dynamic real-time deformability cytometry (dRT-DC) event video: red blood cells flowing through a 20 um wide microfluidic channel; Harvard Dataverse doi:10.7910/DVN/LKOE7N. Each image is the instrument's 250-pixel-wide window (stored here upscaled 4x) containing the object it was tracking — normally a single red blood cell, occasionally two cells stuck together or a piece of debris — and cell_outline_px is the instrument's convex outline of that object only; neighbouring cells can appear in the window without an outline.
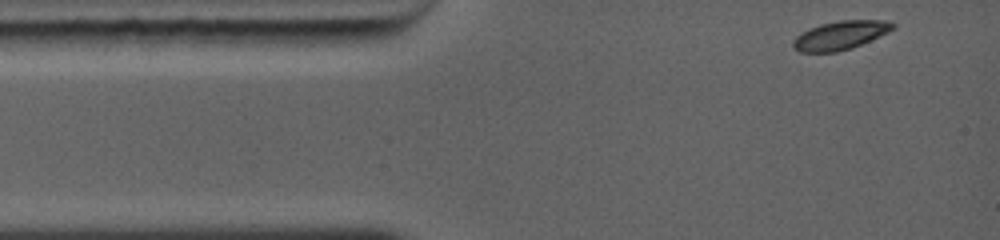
{"species": "common noctule bat (a hibernating species)", "species_latin": "Nyctalus noctula", "temperature_condition": "warm", "stored_images_in_passage": 6, "camera_frame_rate_fps": 5000, "um_per_image_px": 0.085, "animal": {"sex": "female", "body_mass_g": 19.0, "forearm_length_mm": 56.7}, "frame": {"image": 1, "passage_image": 1, "time_ms": 0.0, "image_size_px": [1000, 240], "cell_outline_px": [[896, 28], [888, 32], [852, 48], [836, 52], [800, 52], [792, 48], [792, 40], [796, 36], [820, 24], [840, 20], [884, 20], [896, 24]], "centroid_in_image_um": [71.43, 3.0], "position_along_channel_um": 13.6, "area_um2": 16.59}}
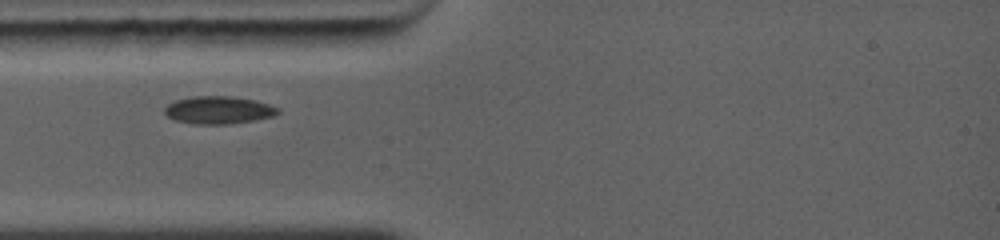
{"frame": {"image": 2, "passage_image": 5, "time_ms": 2.4, "image_size_px": [1000, 240], "cell_outline_px": [[280, 112], [272, 116], [252, 120], [224, 124], [196, 124], [176, 120], [168, 116], [164, 112], [164, 108], [168, 104], [176, 100], [192, 96], [232, 96], [256, 100], [280, 108]], "centroid_in_image_um": [18.58, 9.34], "position_along_channel_um": 66.4, "area_um2": 18.09}}